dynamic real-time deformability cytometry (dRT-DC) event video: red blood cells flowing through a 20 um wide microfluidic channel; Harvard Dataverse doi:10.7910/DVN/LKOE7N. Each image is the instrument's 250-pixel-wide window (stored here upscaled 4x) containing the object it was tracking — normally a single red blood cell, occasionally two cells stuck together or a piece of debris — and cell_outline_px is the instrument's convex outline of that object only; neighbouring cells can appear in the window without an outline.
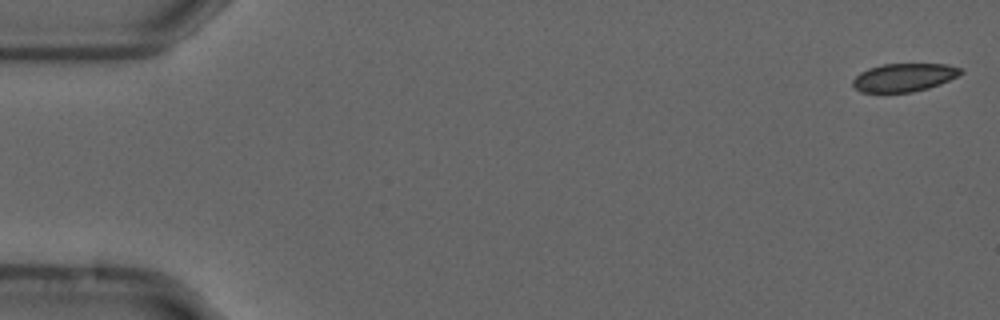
{"species": "common noctule bat (a hibernating species)", "species_latin": "Nyctalus noctula", "temperature_condition": "cold", "stored_images_in_passage": 55, "camera_frame_rate_fps": 3000, "um_per_image_px": 0.085, "animal": {"sex": "male", "forearm_length_mm": 52.5}, "frame": {"image": 1, "passage_image": 1, "time_ms": 0.0, "image_size_px": [1000, 320], "cell_outline_px": [[964, 72], [940, 84], [928, 88], [912, 92], [860, 92], [852, 84], [852, 80], [860, 72], [868, 68], [884, 64], [948, 64], [960, 68]], "centroid_in_image_um": [76.82, 6.58], "position_along_channel_um": 8.2, "area_um2": 17.63}}
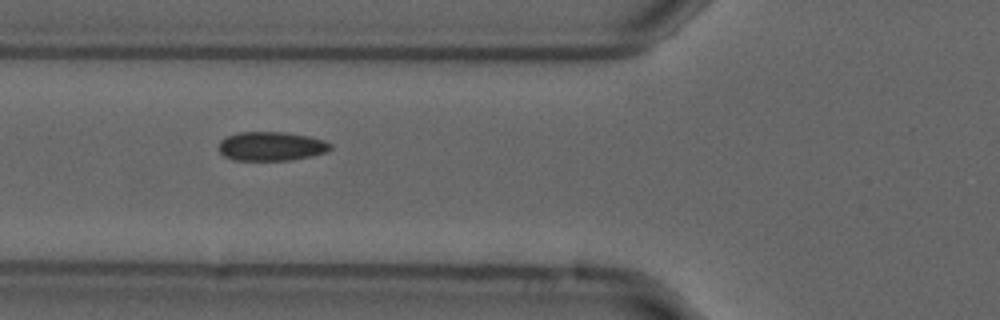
{"frame": {"image": 2, "passage_image": 20, "time_ms": 6.333, "image_size_px": [1000, 320], "cell_outline_px": [[332, 148], [328, 152], [312, 156], [292, 160], [236, 160], [224, 156], [220, 152], [220, 140], [236, 132], [284, 132], [308, 136], [324, 140], [332, 144]], "centroid_in_image_um": [23.1, 12.43], "position_along_channel_um": 102.7, "area_um2": 18.96}}
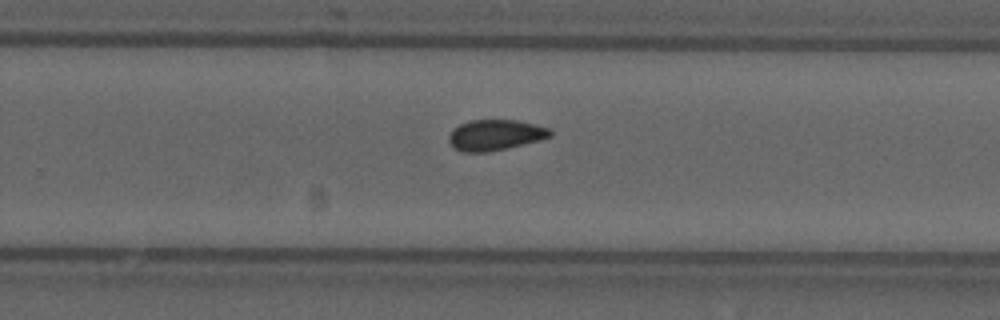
{"frame": {"image": 3, "passage_image": 35, "time_ms": 11.333, "image_size_px": [1000, 320], "cell_outline_px": [[552, 136], [540, 140], [508, 148], [488, 152], [460, 152], [452, 148], [448, 140], [448, 136], [452, 128], [468, 120], [516, 120], [536, 124], [552, 128]], "centroid_in_image_um": [42.08, 11.48], "position_along_channel_um": 287.7, "area_um2": 18.55}, "authors_computed_cell_mechanics": {"area_um2": 18.7272, "velocity_mm_per_s": 3.7052, "shape_relaxation_time_tau1_ms": null, "shape_relaxation_time_tau2_ms": 1.8757, "deformation_change_tau1": null, "deformation_change_tau2": 0.0505}}